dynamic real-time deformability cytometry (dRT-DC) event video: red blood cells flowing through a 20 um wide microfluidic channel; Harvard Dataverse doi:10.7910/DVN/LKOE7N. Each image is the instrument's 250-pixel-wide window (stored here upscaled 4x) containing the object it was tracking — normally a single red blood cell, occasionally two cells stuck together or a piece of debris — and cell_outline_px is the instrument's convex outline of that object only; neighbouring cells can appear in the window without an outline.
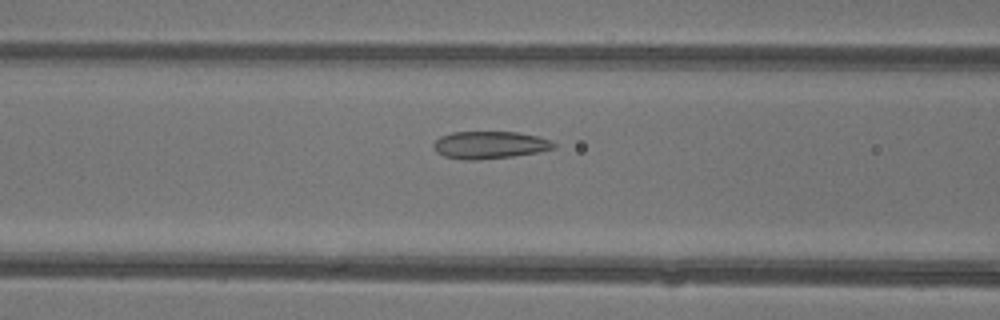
{"species": "common noctule bat (a hibernating species)", "species_latin": "Nyctalus noctula", "temperature_condition": "warm", "stored_images_in_passage": 47, "camera_frame_rate_fps": 3000, "um_per_image_px": 0.085, "animal": {"sex": "female"}, "frame": {"image": 1, "passage_image": 20, "time_ms": 6.333, "image_size_px": [1000, 320], "cell_outline_px": [[556, 148], [540, 152], [512, 156], [476, 160], [464, 160], [444, 156], [436, 152], [432, 148], [432, 144], [440, 136], [452, 132], [516, 132], [536, 136], [552, 140], [556, 144]], "centroid_in_image_um": [41.62, 12.32], "position_along_channel_um": 125.0, "area_um2": 19.36}}
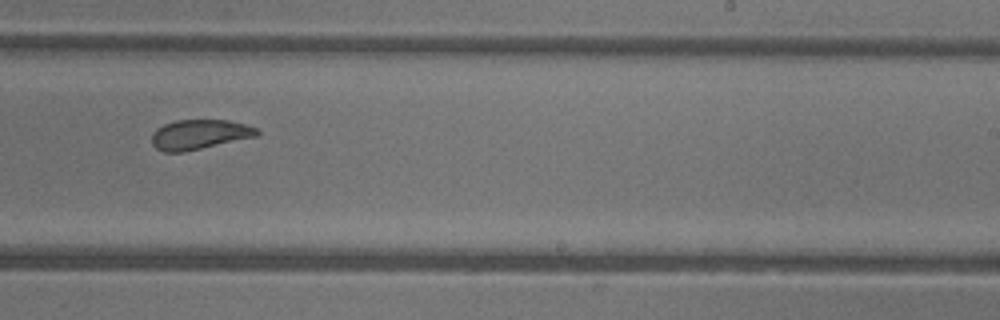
{"frame": {"image": 2, "passage_image": 30, "time_ms": 9.667, "image_size_px": [1000, 320], "cell_outline_px": [[260, 132], [256, 136], [184, 152], [164, 152], [156, 148], [152, 144], [152, 132], [156, 128], [164, 124], [176, 120], [228, 120], [248, 124], [256, 128]], "centroid_in_image_um": [16.93, 11.42], "position_along_channel_um": 272.1, "area_um2": 18.26}}
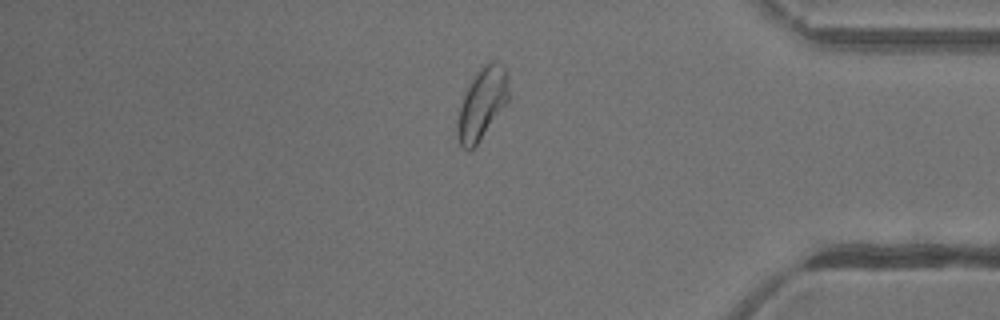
{"frame": {"image": 3, "passage_image": 40, "time_ms": 13.0, "image_size_px": [1000, 320], "cell_outline_px": [[508, 100], [476, 144], [468, 152], [460, 144], [456, 132], [456, 124], [460, 108], [464, 96], [476, 72], [484, 64], [492, 60], [496, 60], [508, 72]], "centroid_in_image_um": [40.97, 8.77], "position_along_channel_um": 394.2, "area_um2": 20.75}, "authors_computed_cell_mechanics": {"area_um2": 20.9236, "velocity_mm_per_s": 4.4208, "shape_relaxation_time_tau1_ms": 3.1532, "shape_relaxation_time_tau2_ms": 1.1878, "deformation_change_tau1": 0.1229, "deformation_change_tau2": 0.0904}}